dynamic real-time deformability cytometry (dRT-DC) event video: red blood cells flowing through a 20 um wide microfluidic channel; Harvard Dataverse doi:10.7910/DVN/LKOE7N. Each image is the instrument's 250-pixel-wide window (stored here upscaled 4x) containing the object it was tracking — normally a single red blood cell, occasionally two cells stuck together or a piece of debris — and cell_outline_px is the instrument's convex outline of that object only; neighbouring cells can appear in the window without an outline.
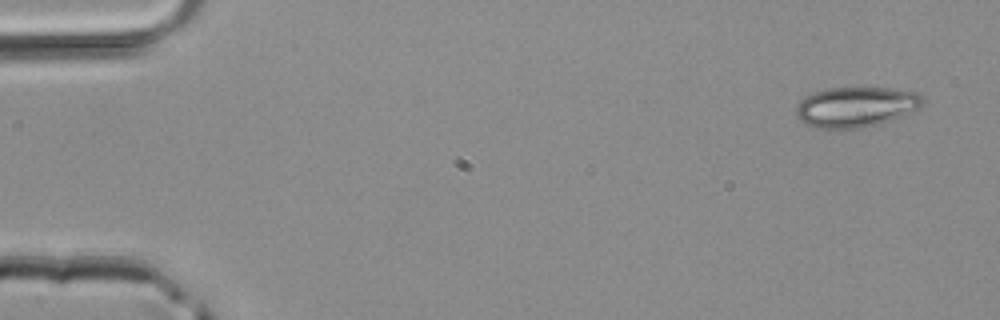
{"species": "common noctule bat (a hibernating species)", "species_latin": "Nyctalus noctula", "temperature_condition": "room temperature", "stored_images_in_passage": 4, "camera_frame_rate_fps": 3000, "um_per_image_px": 0.085, "animal": {"sex": "male", "body_mass_g": 20.4}, "frame": {"image": 1, "passage_image": 1, "time_ms": 0.0, "image_size_px": [1000, 320], "cell_outline_px": [[924, 100], [916, 108], [892, 120], [880, 124], [864, 128], [820, 128], [804, 124], [796, 116], [796, 104], [804, 96], [828, 88], [888, 88], [916, 92]], "centroid_in_image_um": [72.69, 9.09], "position_along_channel_um": 12.3, "area_um2": 29.48}}